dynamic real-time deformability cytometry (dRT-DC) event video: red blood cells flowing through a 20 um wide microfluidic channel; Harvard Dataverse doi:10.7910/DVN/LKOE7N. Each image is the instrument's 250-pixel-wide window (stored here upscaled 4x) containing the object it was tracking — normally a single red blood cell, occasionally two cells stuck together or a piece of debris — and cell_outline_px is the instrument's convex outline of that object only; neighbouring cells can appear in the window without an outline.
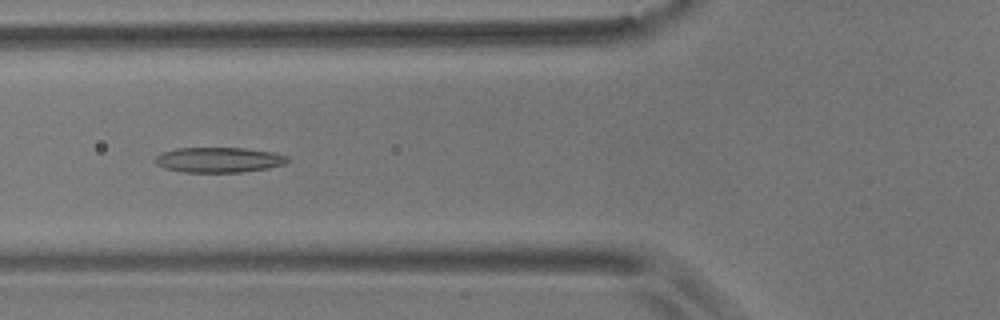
{"species": "common noctule bat (a hibernating species)", "species_latin": "Nyctalus noctula", "temperature_condition": "room temperature", "stored_images_in_passage": 56, "camera_frame_rate_fps": 3000, "um_per_image_px": 0.085, "animal": {"sex": "male", "body_mass_g": 17.9}, "frame": {"image": 1, "passage_image": 21, "time_ms": 6.667, "image_size_px": [1000, 320], "cell_outline_px": [[292, 160], [284, 164], [268, 168], [244, 172], [184, 172], [164, 168], [156, 164], [156, 156], [160, 152], [176, 148], [244, 148], [272, 152], [288, 156]], "centroid_in_image_um": [18.61, 13.58], "position_along_channel_um": 107.2, "area_um2": 19.54}}
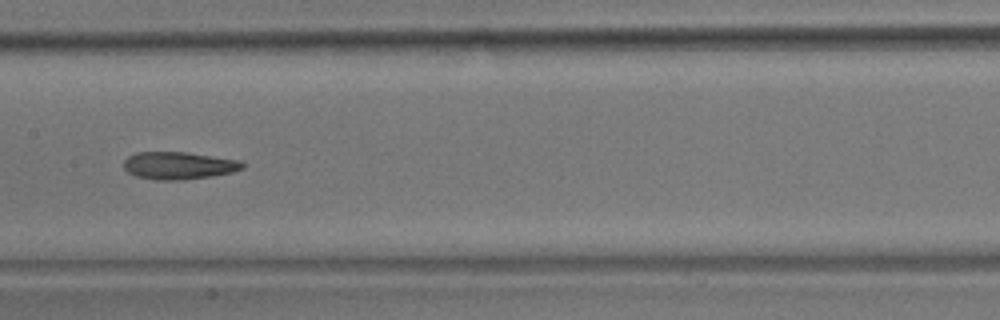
{"frame": {"image": 2, "passage_image": 28, "time_ms": 9.0, "image_size_px": [1000, 320], "cell_outline_px": [[244, 168], [232, 172], [212, 176], [184, 180], [156, 180], [136, 176], [128, 172], [124, 168], [124, 160], [128, 156], [136, 152], [184, 152], [240, 160], [244, 164]], "centroid_in_image_um": [15.18, 14.07], "position_along_channel_um": 192.2, "area_um2": 19.02}}
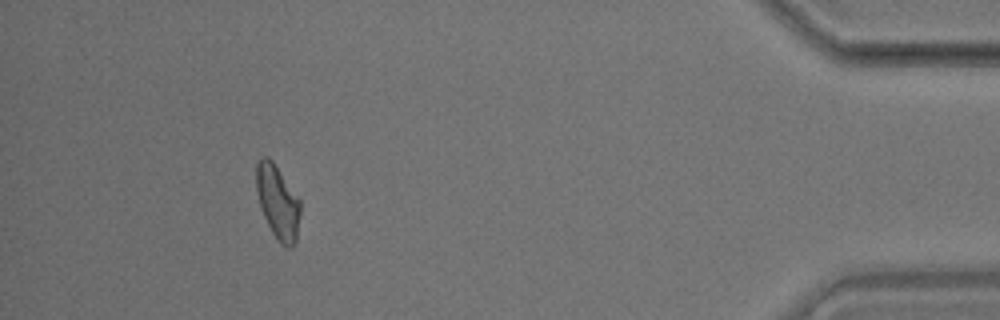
{"frame": {"image": 3, "passage_image": 51, "time_ms": 16.667, "image_size_px": [1000, 320], "cell_outline_px": [[300, 216], [296, 240], [292, 248], [288, 248], [280, 244], [276, 240], [260, 208], [256, 192], [256, 164], [260, 156], [268, 156], [272, 160], [300, 196]], "centroid_in_image_um": [23.62, 17.15], "position_along_channel_um": 411.6, "area_um2": 19.48}, "authors_computed_cell_mechanics": {"area_um2": 19.2474, "velocity_mm_per_s": 3.6215, "shape_relaxation_time_tau1_ms": null, "shape_relaxation_time_tau2_ms": 2.847, "deformation_change_tau1": null, "deformation_change_tau2": 0.1064}}